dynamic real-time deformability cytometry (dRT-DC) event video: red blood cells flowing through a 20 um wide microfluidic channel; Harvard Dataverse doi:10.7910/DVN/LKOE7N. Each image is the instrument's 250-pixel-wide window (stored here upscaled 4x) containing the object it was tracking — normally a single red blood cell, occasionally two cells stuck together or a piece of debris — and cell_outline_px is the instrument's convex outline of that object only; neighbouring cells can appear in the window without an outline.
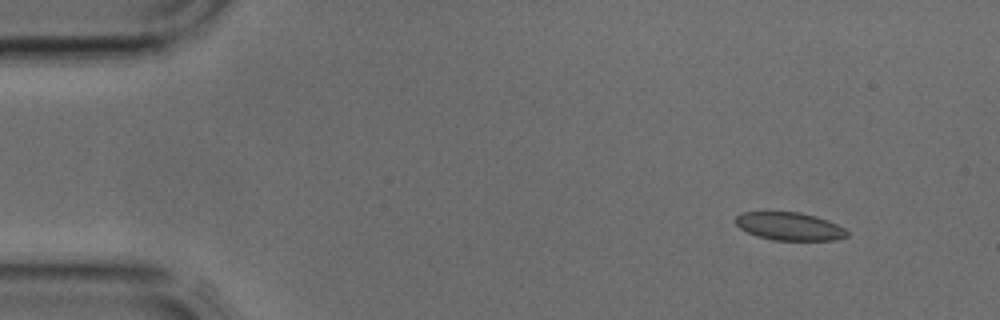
{"species": "common noctule bat (a hibernating species)", "species_latin": "Nyctalus noctula", "temperature_condition": "cold", "stored_images_in_passage": 4, "camera_frame_rate_fps": 3000, "um_per_image_px": 0.085, "animal": {"sex": "male", "body_mass_g": 17.9, "forearm_length_mm": 54.2}, "frame": {"image": 1, "passage_image": 1, "time_ms": 0.0, "image_size_px": [1000, 320], "cell_outline_px": [[848, 236], [832, 240], [772, 240], [756, 236], [740, 228], [736, 224], [736, 216], [740, 212], [800, 212], [816, 216], [828, 220], [844, 228], [848, 232]], "centroid_in_image_um": [67.09, 19.23], "position_along_channel_um": 17.9, "area_um2": 18.15}}
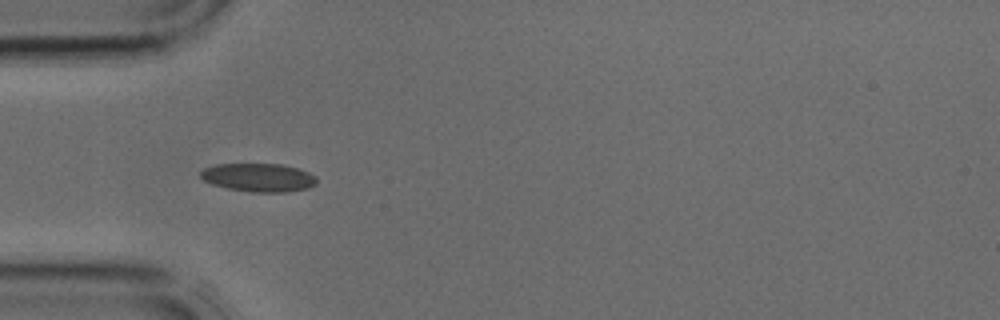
{"frame": {"image": 2, "passage_image": 3, "time_ms": 0.667, "image_size_px": [1000, 320], "cell_outline_px": [[316, 184], [308, 188], [288, 192], [252, 192], [228, 188], [212, 184], [204, 180], [200, 176], [200, 172], [204, 168], [216, 164], [284, 164], [308, 172], [316, 176]], "centroid_in_image_um": [21.99, 15.08], "position_along_channel_um": 63.0, "area_um2": 19.19}}